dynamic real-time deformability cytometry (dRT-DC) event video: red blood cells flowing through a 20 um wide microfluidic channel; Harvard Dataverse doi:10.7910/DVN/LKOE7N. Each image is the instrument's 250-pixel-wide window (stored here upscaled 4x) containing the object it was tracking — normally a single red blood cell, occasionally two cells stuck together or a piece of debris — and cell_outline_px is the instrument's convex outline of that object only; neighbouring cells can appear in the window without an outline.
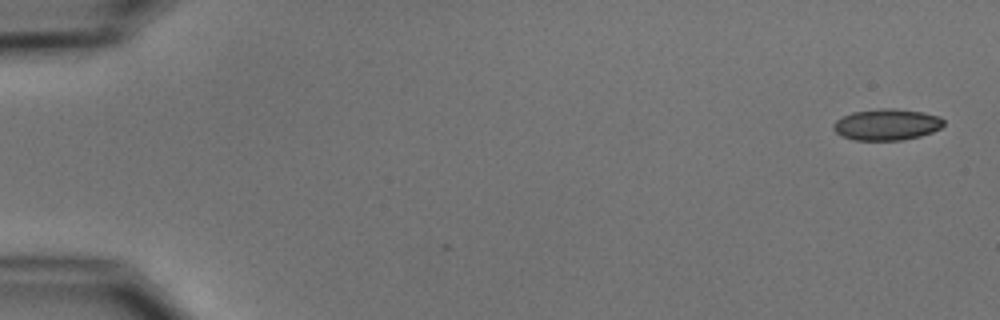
{"species": "common noctule bat (a hibernating species)", "species_latin": "Nyctalus noctula", "temperature_condition": "cold", "stored_images_in_passage": 5, "camera_frame_rate_fps": 3000, "um_per_image_px": 0.085, "animal": {"sex": "male", "body_mass_g": 15.6}, "frame": {"image": 1, "passage_image": 1, "time_ms": 0.0, "image_size_px": [1000, 320], "cell_outline_px": [[944, 124], [940, 128], [932, 132], [920, 136], [900, 140], [856, 140], [844, 136], [836, 132], [832, 128], [832, 124], [836, 120], [852, 112], [880, 108], [892, 108], [924, 112], [940, 116], [944, 120]], "centroid_in_image_um": [75.39, 10.57], "position_along_channel_um": 9.6, "area_um2": 20.11}}